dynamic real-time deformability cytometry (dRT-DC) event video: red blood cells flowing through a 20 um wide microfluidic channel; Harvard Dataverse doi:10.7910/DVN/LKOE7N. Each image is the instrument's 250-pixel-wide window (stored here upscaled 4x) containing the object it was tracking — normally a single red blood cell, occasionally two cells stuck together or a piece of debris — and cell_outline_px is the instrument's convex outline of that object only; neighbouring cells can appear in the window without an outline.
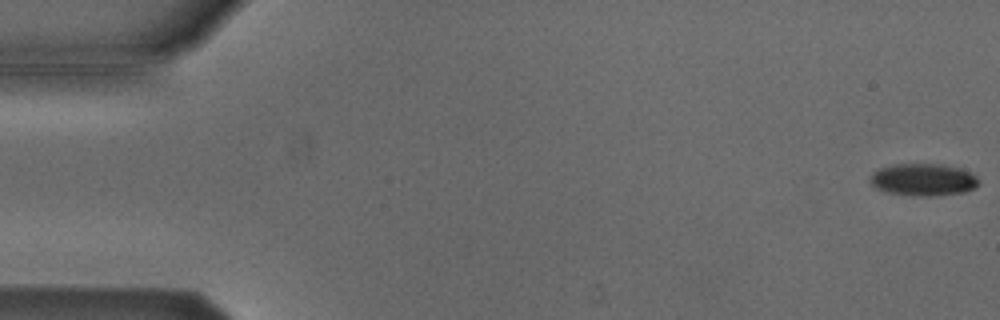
{"species": "Egyptian fruit bat (a non-hibernating species)", "species_latin": "Rousettus aegyptiacus", "temperature_condition": "cold", "stored_images_in_passage": 55, "camera_frame_rate_fps": 3000, "um_per_image_px": 0.085, "animal": {"sex": "male"}, "frame": {"image": 1, "passage_image": 1, "time_ms": 0.0, "image_size_px": [1000, 320], "cell_outline_px": [[980, 184], [976, 188], [964, 192], [928, 196], [912, 196], [888, 192], [876, 188], [868, 180], [872, 172], [880, 168], [892, 164], [944, 164], [960, 168], [976, 176], [980, 180]], "centroid_in_image_um": [78.48, 15.27], "position_along_channel_um": 6.5, "area_um2": 20.58}}
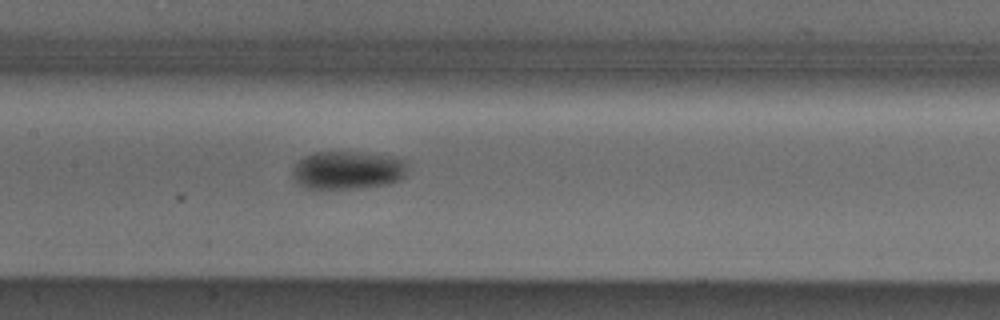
{"frame": {"image": 2, "passage_image": 26, "time_ms": 8.333, "image_size_px": [1000, 320], "cell_outline_px": [[408, 168], [404, 176], [400, 180], [388, 184], [364, 188], [316, 192], [312, 192], [304, 188], [292, 176], [292, 168], [304, 156], [312, 152], [356, 152], [392, 156], [408, 160]], "centroid_in_image_um": [29.53, 14.52], "position_along_channel_um": 177.9, "area_um2": 26.76}}
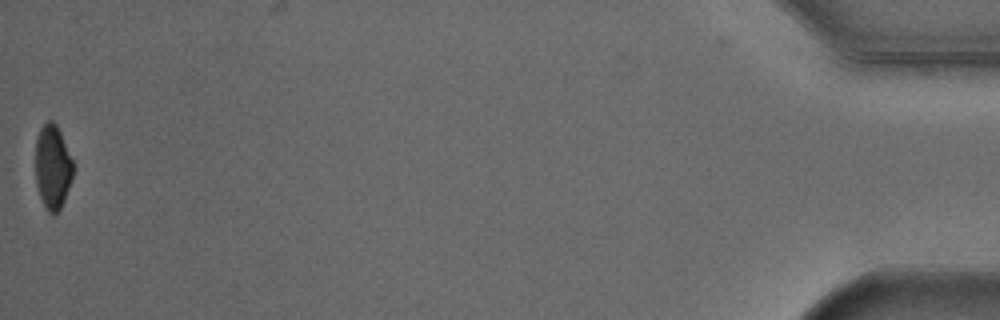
{"frame": {"image": 3, "passage_image": 54, "time_ms": 17.667, "image_size_px": [1000, 320], "cell_outline_px": [[72, 176], [64, 200], [60, 208], [52, 216], [48, 212], [40, 196], [36, 184], [36, 140], [40, 128], [48, 120], [52, 120], [56, 124], [60, 132], [72, 160]], "centroid_in_image_um": [4.46, 14.19], "position_along_channel_um": 430.7, "area_um2": 18.09}, "authors_computed_cell_mechanics": {"area_um2": 22.0218, "velocity_mm_per_s": 3.8138, "shape_relaxation_time_tau1_ms": 2.0288, "shape_relaxation_time_tau2_ms": null, "deformation_change_tau1": 0.0774, "deformation_change_tau2": null}}